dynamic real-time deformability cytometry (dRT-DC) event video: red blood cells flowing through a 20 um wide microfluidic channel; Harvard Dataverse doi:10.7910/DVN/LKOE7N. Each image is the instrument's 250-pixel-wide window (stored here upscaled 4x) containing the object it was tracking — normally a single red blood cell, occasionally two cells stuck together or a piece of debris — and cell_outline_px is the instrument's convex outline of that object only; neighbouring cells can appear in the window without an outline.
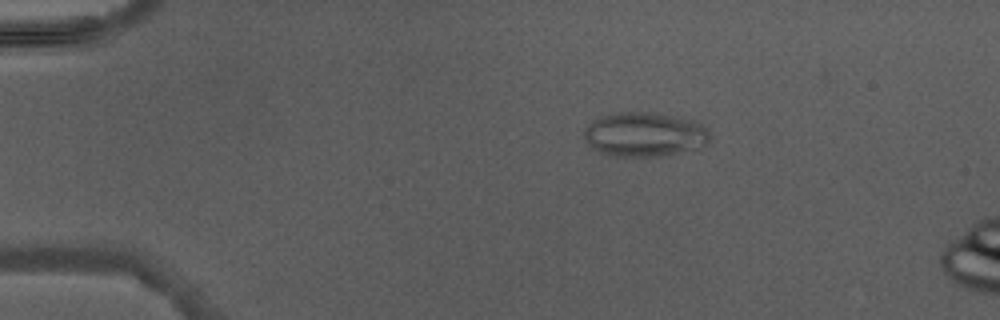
{"species": "Egyptian fruit bat (a non-hibernating species)", "species_latin": "Rousettus aegyptiacus", "temperature_condition": "warm", "stored_images_in_passage": 3, "camera_frame_rate_fps": 3000, "um_per_image_px": 0.085, "animal": {"sex": "male"}, "frame": {"image": 1, "passage_image": 2, "time_ms": 1.0, "image_size_px": [1000, 320], "cell_outline_px": [[708, 144], [700, 148], [660, 156], [616, 156], [596, 152], [584, 140], [584, 128], [588, 124], [604, 116], [620, 112], [656, 112], [680, 116], [704, 124], [708, 128]], "centroid_in_image_um": [54.81, 11.42], "position_along_channel_um": 30.2, "area_um2": 32.83}}